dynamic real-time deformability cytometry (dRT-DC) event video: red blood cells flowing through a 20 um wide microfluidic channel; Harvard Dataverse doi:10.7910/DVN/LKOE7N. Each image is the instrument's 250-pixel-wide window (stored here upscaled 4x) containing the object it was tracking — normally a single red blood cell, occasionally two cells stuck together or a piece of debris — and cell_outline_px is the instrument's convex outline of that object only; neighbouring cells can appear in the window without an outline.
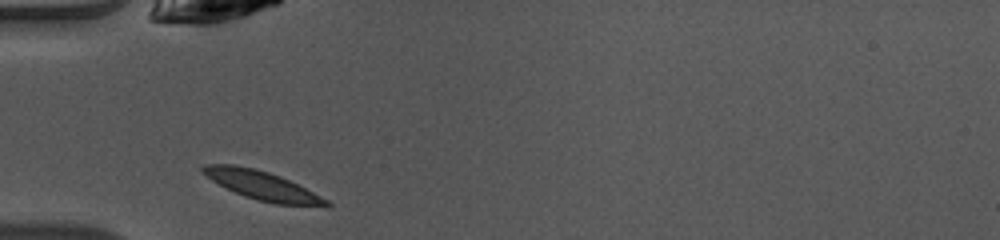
{"species": "common noctule bat (a hibernating species)", "species_latin": "Nyctalus noctula", "temperature_condition": "warm", "stored_images_in_passage": 31, "camera_frame_rate_fps": 3000, "um_per_image_px": 0.085, "animal": {"sex": "female", "body_mass_g": 10.0, "forearm_length_mm": 53.1}, "frame": {"image": 1, "passage_image": 1, "time_ms": 0.0, "image_size_px": [1000, 240], "cell_outline_px": [[332, 204], [328, 208], [276, 204], [256, 200], [244, 196], [212, 180], [200, 172], [200, 168], [204, 164], [232, 164], [252, 168], [268, 172], [280, 176], [328, 200]], "centroid_in_image_um": [22.32, 15.79], "position_along_channel_um": 62.7, "area_um2": 20.69}}
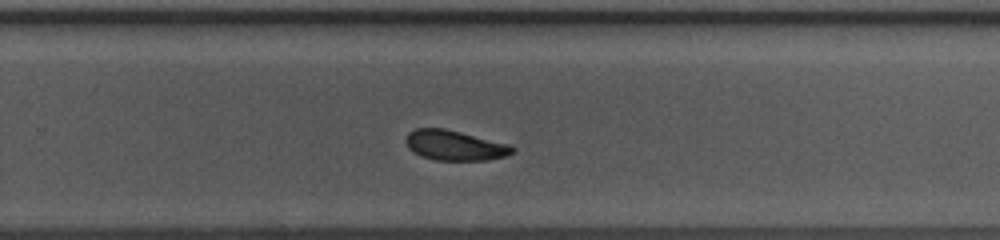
{"frame": {"image": 2, "passage_image": 18, "time_ms": 5.667, "image_size_px": [1000, 240], "cell_outline_px": [[516, 152], [504, 156], [488, 160], [436, 160], [420, 156], [412, 152], [408, 148], [404, 140], [408, 132], [416, 128], [444, 128], [512, 144], [516, 148]], "centroid_in_image_um": [38.66, 12.35], "position_along_channel_um": 291.1, "area_um2": 19.02}}
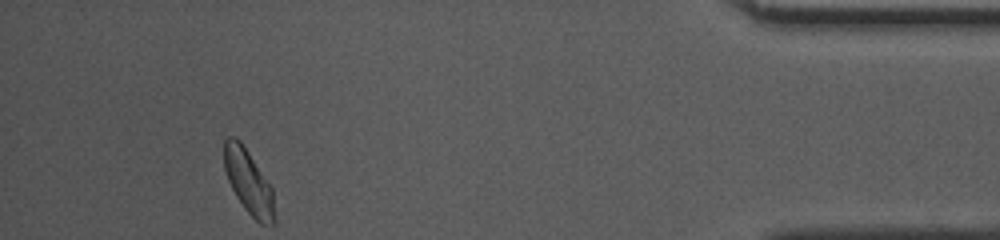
{"frame": {"image": 3, "passage_image": 31, "time_ms": 10.0, "image_size_px": [1000, 240], "cell_outline_px": [[276, 224], [260, 224], [244, 208], [236, 196], [228, 180], [224, 168], [224, 140], [228, 136], [232, 136], [240, 140], [272, 188], [276, 220]], "centroid_in_image_um": [21.13, 15.48], "position_along_channel_um": 414.1, "area_um2": 18.73}, "authors_computed_cell_mechanics": {"area_um2": 19.1896, "velocity_mm_per_s": 4.075, "shape_relaxation_time_tau1_ms": 1.3532, "shape_relaxation_time_tau2_ms": 3.2331, "deformation_change_tau1": 0.0947, "deformation_change_tau2": 0.085}}